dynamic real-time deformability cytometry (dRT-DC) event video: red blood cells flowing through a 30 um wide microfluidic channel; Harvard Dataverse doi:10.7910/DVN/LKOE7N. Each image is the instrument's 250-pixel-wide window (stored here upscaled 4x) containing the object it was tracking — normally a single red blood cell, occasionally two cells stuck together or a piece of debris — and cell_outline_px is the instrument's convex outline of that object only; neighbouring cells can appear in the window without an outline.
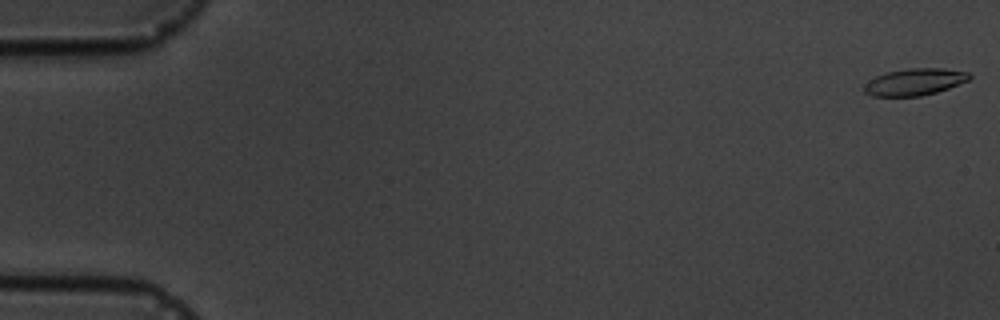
{"species": "common noctule bat (a hibernating species)", "species_latin": "Nyctalus noctula", "temperature_condition": "cold", "stored_images_in_passage": 5, "segment_of_instrument_passage": [2, 2], "camera_frame_rate_fps": 3000, "um_per_image_px": 0.085, "animal": {"sex": "male", "body_mass_g": 19.5, "forearm_length_mm": 54.6}, "frame": {"image": 1, "passage_image": 5, "time_ms": 5.667, "image_size_px": [1000, 320], "cell_outline_px": [[972, 76], [968, 80], [948, 88], [936, 92], [920, 96], [872, 96], [864, 92], [864, 84], [876, 76], [888, 72], [908, 68], [944, 68], [968, 72]], "centroid_in_image_um": [77.74, 6.96], "position_along_channel_um": 7.3, "area_um2": 16.36}}